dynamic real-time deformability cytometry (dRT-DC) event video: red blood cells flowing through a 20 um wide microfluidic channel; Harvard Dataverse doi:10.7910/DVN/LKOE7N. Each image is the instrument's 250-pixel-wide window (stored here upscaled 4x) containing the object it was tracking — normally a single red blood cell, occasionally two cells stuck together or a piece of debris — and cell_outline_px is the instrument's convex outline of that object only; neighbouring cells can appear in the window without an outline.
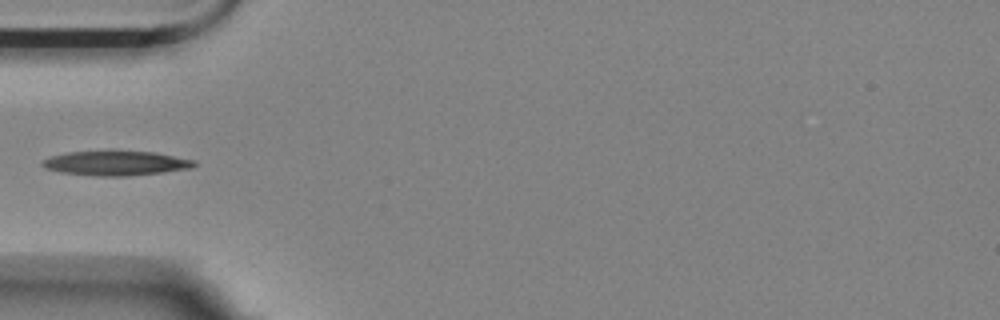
{"species": "Egyptian fruit bat (a non-hibernating species)", "species_latin": "Rousettus aegyptiacus", "temperature_condition": "room temperature", "stored_images_in_passage": 8, "camera_frame_rate_fps": 3000, "um_per_image_px": 0.085, "animal": {"sex": "female"}, "frame": {"image": 1, "passage_image": 5, "time_ms": 5.333, "image_size_px": [1000, 320], "cell_outline_px": [[196, 164], [192, 168], [128, 176], [96, 176], [60, 172], [44, 168], [40, 164], [44, 160], [52, 156], [68, 152], [108, 148], [116, 148], [156, 152], [196, 160]], "centroid_in_image_um": [9.84, 13.82], "position_along_channel_um": 75.2, "area_um2": 22.77}}
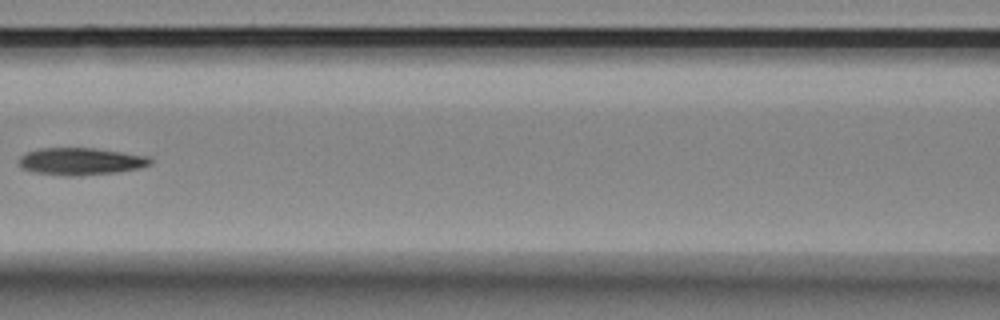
{"frame": {"image": 2, "passage_image": 7, "time_ms": 7.667, "image_size_px": [1000, 320], "cell_outline_px": [[152, 164], [140, 168], [116, 172], [72, 176], [36, 172], [24, 168], [20, 164], [20, 156], [28, 152], [40, 148], [96, 148], [152, 156]], "centroid_in_image_um": [6.96, 13.7], "position_along_channel_um": 159.6, "area_um2": 20.69}}
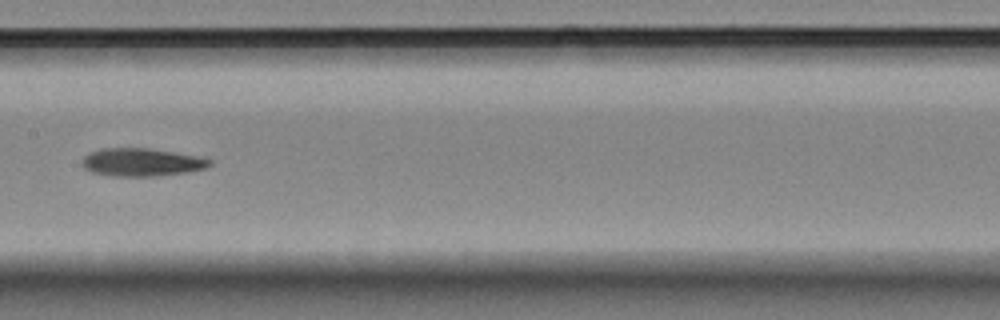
{"frame": {"image": 3, "passage_image": 8, "time_ms": 8.667, "image_size_px": [1000, 320], "cell_outline_px": [[212, 164], [204, 168], [188, 172], [156, 176], [112, 176], [92, 172], [84, 168], [80, 164], [84, 156], [88, 152], [100, 148], [152, 148], [204, 156], [212, 160]], "centroid_in_image_um": [12.06, 13.77], "position_along_channel_um": 195.3, "area_um2": 21.27}}